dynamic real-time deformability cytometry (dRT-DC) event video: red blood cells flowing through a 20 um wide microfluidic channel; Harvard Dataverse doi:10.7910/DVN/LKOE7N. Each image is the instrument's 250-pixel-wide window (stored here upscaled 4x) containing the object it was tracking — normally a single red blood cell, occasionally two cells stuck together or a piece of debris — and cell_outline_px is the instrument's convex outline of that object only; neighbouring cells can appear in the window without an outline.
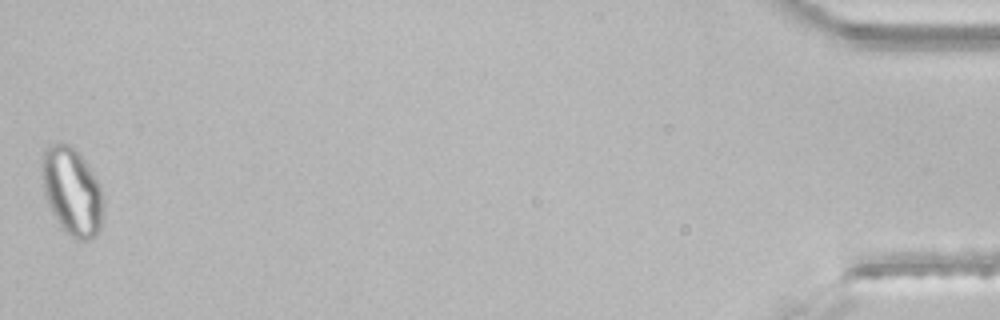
{"species": "common noctule bat (a hibernating species)", "species_latin": "Nyctalus noctula", "temperature_condition": "room temperature", "stored_images_in_passage": 43, "segment_of_instrument_passage": [2, 2], "camera_frame_rate_fps": 3000, "um_per_image_px": 0.085, "animal": {"sex": "male", "body_mass_g": 21.5, "forearm_length_mm": 52.0}, "frame": {"image": 1, "passage_image": 43, "time_ms": 14.0, "image_size_px": [1000, 320], "cell_outline_px": [[104, 204], [100, 228], [96, 236], [92, 240], [76, 240], [68, 236], [64, 232], [52, 212], [48, 204], [44, 192], [40, 168], [44, 148], [48, 144], [56, 140], [60, 140], [68, 144], [84, 160], [100, 184], [104, 200]], "centroid_in_image_um": [6.1, 16.26], "position_along_channel_um": 429.1, "area_um2": 32.02}}